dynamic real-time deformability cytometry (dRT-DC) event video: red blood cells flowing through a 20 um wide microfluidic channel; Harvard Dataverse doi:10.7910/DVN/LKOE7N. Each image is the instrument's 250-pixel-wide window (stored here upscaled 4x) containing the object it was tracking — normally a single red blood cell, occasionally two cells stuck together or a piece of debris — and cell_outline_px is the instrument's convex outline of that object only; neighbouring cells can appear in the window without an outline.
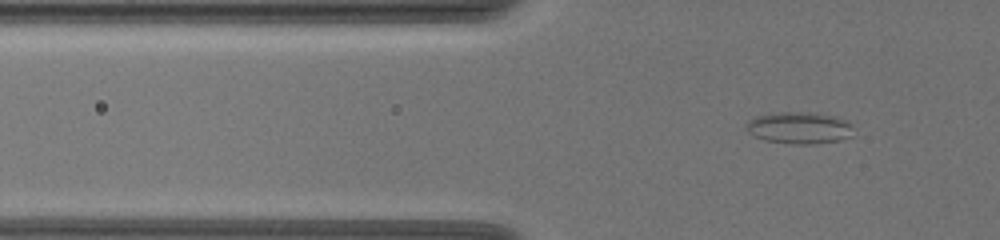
{"species": "common noctule bat (a hibernating species)", "species_latin": "Nyctalus noctula", "temperature_condition": "warm", "stored_images_in_passage": 44, "camera_frame_rate_fps": 3000, "um_per_image_px": 0.085, "animal": {"sex": "female", "body_mass_g": 19.5, "forearm_length_mm": 54.1}, "frame": {"image": 1, "passage_image": 5, "time_ms": 1.333, "image_size_px": [1000, 240], "cell_outline_px": [[852, 136], [840, 140], [812, 144], [792, 144], [764, 140], [748, 132], [744, 124], [748, 120], [756, 116], [776, 112], [808, 112], [832, 116], [844, 120], [852, 124]], "centroid_in_image_um": [67.91, 10.87], "position_along_channel_um": 57.9, "area_um2": 19.88}}
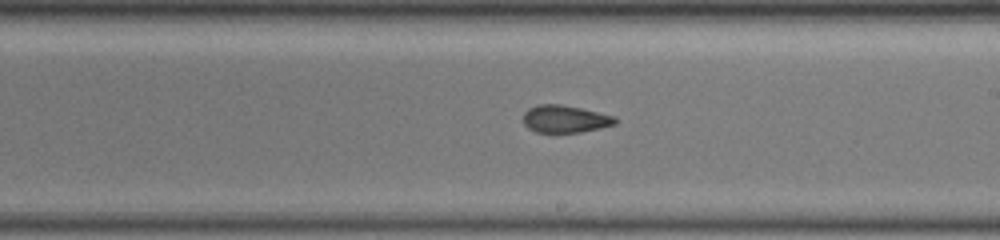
{"frame": {"image": 2, "passage_image": 22, "time_ms": 7.0, "image_size_px": [1000, 240], "cell_outline_px": [[620, 120], [616, 124], [600, 128], [580, 132], [536, 132], [528, 128], [524, 124], [524, 112], [528, 108], [540, 104], [560, 104], [580, 108], [616, 116]], "centroid_in_image_um": [48.06, 10.11], "position_along_channel_um": 240.9, "area_um2": 14.74}}
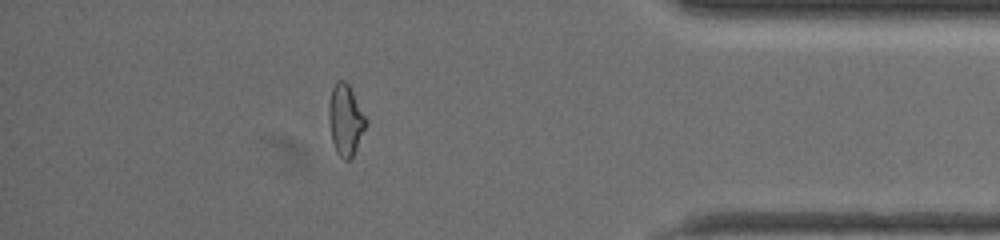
{"frame": {"image": 3, "passage_image": 38, "time_ms": 12.333, "image_size_px": [1000, 240], "cell_outline_px": [[368, 120], [352, 156], [348, 160], [344, 160], [336, 152], [332, 140], [328, 116], [328, 108], [332, 88], [336, 80], [344, 80], [348, 84]], "centroid_in_image_um": [29.35, 10.16], "position_along_channel_um": 405.8, "area_um2": 15.09}, "authors_computed_cell_mechanics": {"area_um2": 15.606, "velocity_mm_per_s": 3.5868, "shape_relaxation_time_tau1_ms": null, "shape_relaxation_time_tau2_ms": 2.2356, "deformation_change_tau1": null, "deformation_change_tau2": 0.0979}}